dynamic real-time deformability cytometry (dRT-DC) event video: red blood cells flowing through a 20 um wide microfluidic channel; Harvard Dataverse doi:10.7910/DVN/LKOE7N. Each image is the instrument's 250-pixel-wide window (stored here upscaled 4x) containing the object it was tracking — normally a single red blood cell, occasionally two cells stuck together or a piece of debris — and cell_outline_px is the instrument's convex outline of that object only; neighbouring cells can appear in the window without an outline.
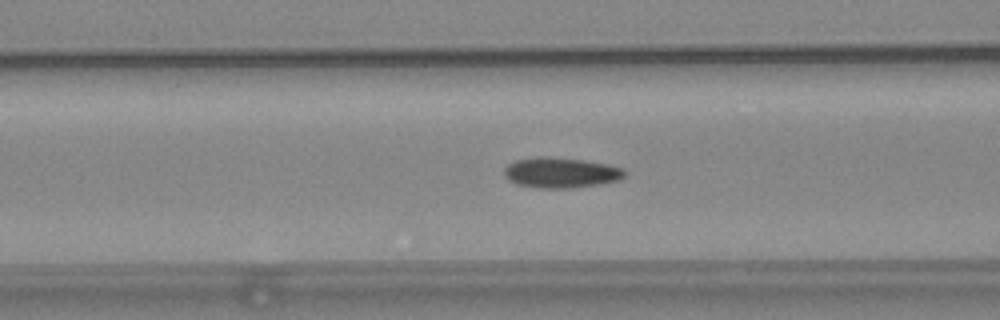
{"species": "common noctule bat (a hibernating species)", "species_latin": "Nyctalus noctula", "temperature_condition": "warm", "stored_images_in_passage": 55, "camera_frame_rate_fps": 3000, "um_per_image_px": 0.085, "animal": {"sex": "female", "body_mass_g": 24.6, "forearm_length_mm": 56.2}, "frame": {"image": 1, "passage_image": 21, "time_ms": 6.667, "image_size_px": [1000, 320], "cell_outline_px": [[624, 176], [620, 180], [600, 184], [572, 188], [536, 188], [516, 184], [508, 180], [504, 176], [504, 168], [508, 164], [516, 160], [536, 156], [540, 156], [584, 160], [608, 164], [624, 168]], "centroid_in_image_um": [47.65, 14.68], "position_along_channel_um": 119.0, "area_um2": 21.5}}
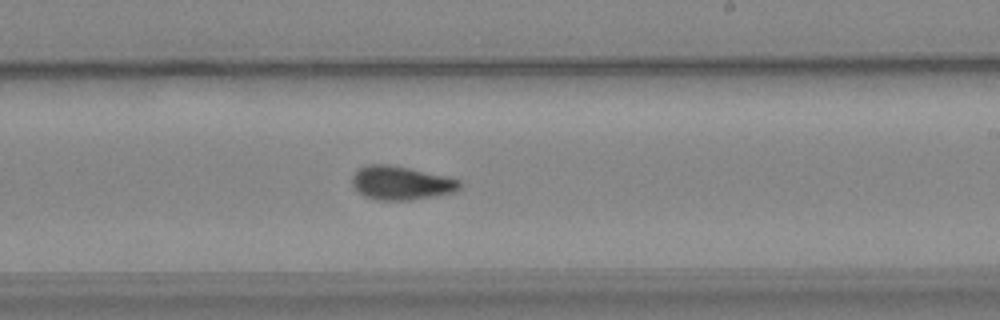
{"frame": {"image": 2, "passage_image": 32, "time_ms": 10.333, "image_size_px": [1000, 320], "cell_outline_px": [[464, 184], [456, 192], [436, 196], [408, 200], [376, 200], [364, 196], [352, 184], [352, 176], [364, 164], [388, 164], [448, 176], [460, 180]], "centroid_in_image_um": [34.14, 15.55], "position_along_channel_um": 254.9, "area_um2": 21.27}}
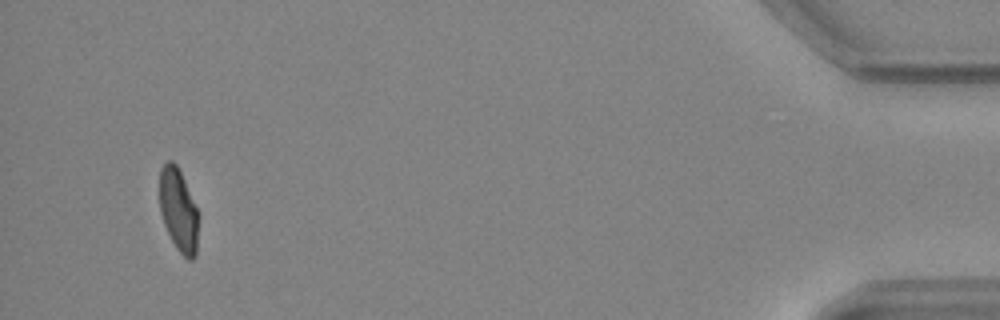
{"frame": {"image": 3, "passage_image": 52, "time_ms": 17.0, "image_size_px": [1000, 320], "cell_outline_px": [[200, 216], [196, 256], [192, 260], [188, 260], [176, 248], [164, 224], [160, 212], [160, 168], [168, 160], [172, 160], [176, 164], [200, 212]], "centroid_in_image_um": [15.21, 17.89], "position_along_channel_um": 420.0, "area_um2": 19.19}, "authors_computed_cell_mechanics": {"area_um2": 20.3456, "velocity_mm_per_s": 3.7093, "shape_relaxation_time_tau1_ms": null, "shape_relaxation_time_tau2_ms": 1.4368, "deformation_change_tau1": null, "deformation_change_tau2": 0.05}}